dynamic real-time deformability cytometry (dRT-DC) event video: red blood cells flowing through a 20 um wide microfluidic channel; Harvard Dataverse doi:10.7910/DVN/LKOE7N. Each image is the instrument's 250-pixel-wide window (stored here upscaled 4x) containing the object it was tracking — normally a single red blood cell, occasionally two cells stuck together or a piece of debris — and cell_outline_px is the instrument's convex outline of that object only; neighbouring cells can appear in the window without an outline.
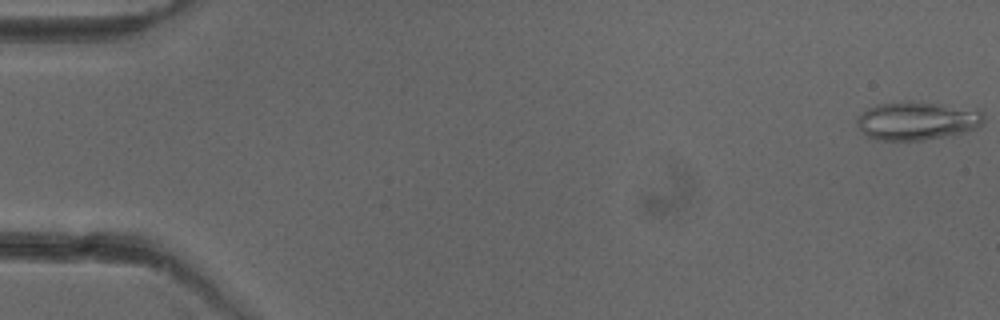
{"species": "common noctule bat (a hibernating species)", "species_latin": "Nyctalus noctula", "temperature_condition": "cold", "stored_images_in_passage": 52, "camera_frame_rate_fps": 3000, "um_per_image_px": 0.085, "animal": {"sex": "female"}, "frame": {"image": 1, "passage_image": 1, "time_ms": 0.0, "image_size_px": [1000, 320], "cell_outline_px": [[984, 124], [976, 128], [952, 136], [924, 140], [876, 140], [868, 136], [856, 124], [856, 116], [868, 108], [876, 104], [904, 100], [912, 100], [976, 108], [984, 116]], "centroid_in_image_um": [77.97, 10.24], "position_along_channel_um": 7.0, "area_um2": 29.07}}
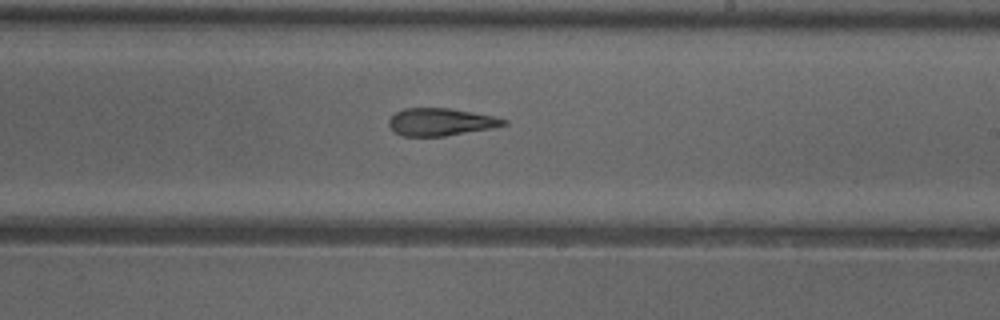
{"frame": {"image": 2, "passage_image": 31, "time_ms": 10.0, "image_size_px": [1000, 320], "cell_outline_px": [[508, 124], [492, 128], [444, 136], [404, 136], [396, 132], [388, 124], [388, 120], [396, 112], [404, 108], [448, 108], [472, 112], [492, 116], [508, 120]], "centroid_in_image_um": [37.46, 10.36], "position_along_channel_um": 251.5, "area_um2": 18.21}}
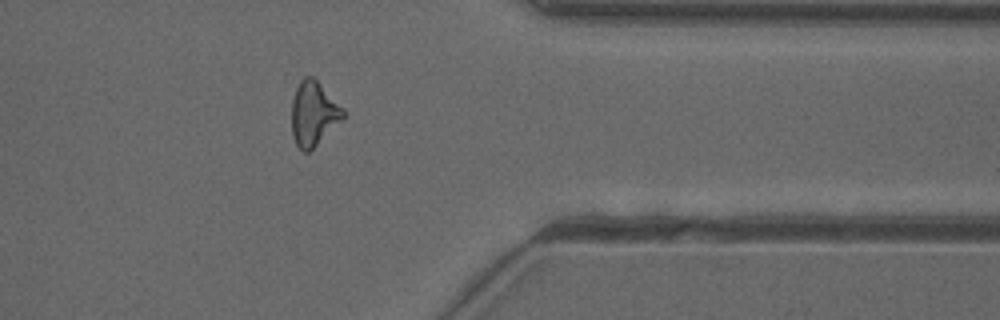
{"frame": {"image": 3, "passage_image": 42, "time_ms": 13.667, "image_size_px": [1000, 320], "cell_outline_px": [[344, 120], [308, 152], [304, 152], [296, 144], [292, 136], [292, 100], [296, 88], [300, 80], [304, 76], [312, 76], [344, 108]], "centroid_in_image_um": [26.66, 9.66], "position_along_channel_um": 384.7, "area_um2": 19.31}, "authors_computed_cell_mechanics": {"area_um2": 19.5653, "velocity_mm_per_s": 3.9874, "shape_relaxation_time_tau1_ms": null, "shape_relaxation_time_tau2_ms": 3.3503, "deformation_change_tau1": null, "deformation_change_tau2": 0.1358}}